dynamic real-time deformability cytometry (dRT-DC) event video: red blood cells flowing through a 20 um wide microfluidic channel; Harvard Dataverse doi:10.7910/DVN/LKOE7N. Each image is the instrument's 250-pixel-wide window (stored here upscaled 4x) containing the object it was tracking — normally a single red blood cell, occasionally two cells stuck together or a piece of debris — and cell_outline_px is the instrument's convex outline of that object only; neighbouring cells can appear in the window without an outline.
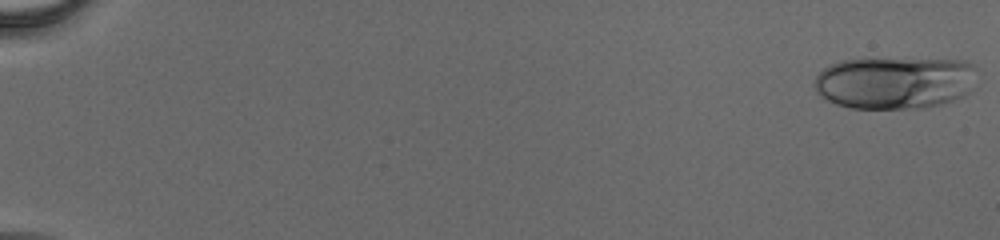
{"species": "human", "species_latin": "Homo sapiens", "temperature_condition": "cold", "stored_images_in_passage": 56, "camera_frame_rate_fps": 3000, "um_per_image_px": 0.085, "donor": {"sex": "male"}, "frame": {"image": 1, "passage_image": 1, "time_ms": 0.0, "image_size_px": [1000, 240], "cell_outline_px": [[976, 68], [968, 92], [964, 96], [940, 104], [916, 108], [852, 108], [836, 104], [824, 100], [816, 92], [812, 84], [816, 76], [828, 64], [840, 60], [968, 60], [976, 64]], "centroid_in_image_um": [75.99, 7.03], "position_along_channel_um": 9.0, "area_um2": 49.36}}
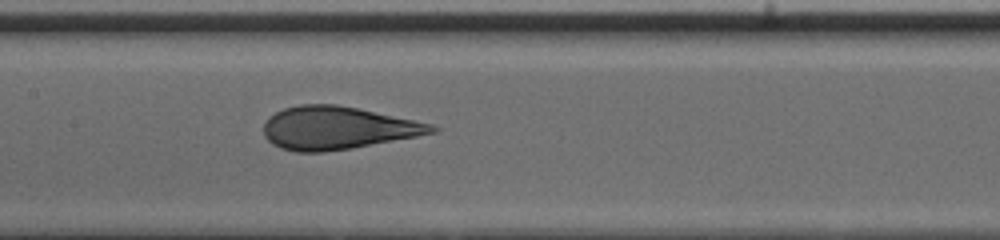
{"frame": {"image": 2, "passage_image": 30, "time_ms": 9.667, "image_size_px": [1000, 240], "cell_outline_px": [[440, 132], [352, 148], [324, 152], [296, 152], [280, 148], [272, 144], [264, 136], [264, 124], [268, 116], [284, 108], [300, 104], [336, 104], [356, 108], [432, 124], [440, 128]], "centroid_in_image_um": [28.67, 10.88], "position_along_channel_um": 178.7, "area_um2": 41.96}}
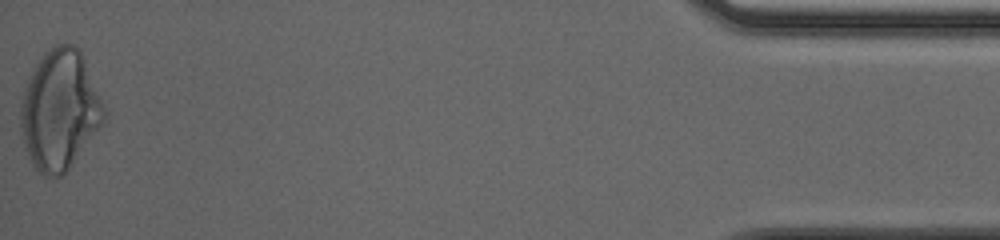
{"frame": {"image": 3, "passage_image": 56, "time_ms": 18.333, "image_size_px": [1000, 240], "cell_outline_px": [[108, 112], [104, 120], [68, 168], [60, 176], [44, 176], [32, 164], [24, 144], [20, 128], [20, 104], [24, 88], [32, 68], [44, 52], [48, 48], [56, 44], [76, 44], [84, 56]], "centroid_in_image_um": [5.07, 9.28], "position_along_channel_um": 430.1, "area_um2": 58.26}}